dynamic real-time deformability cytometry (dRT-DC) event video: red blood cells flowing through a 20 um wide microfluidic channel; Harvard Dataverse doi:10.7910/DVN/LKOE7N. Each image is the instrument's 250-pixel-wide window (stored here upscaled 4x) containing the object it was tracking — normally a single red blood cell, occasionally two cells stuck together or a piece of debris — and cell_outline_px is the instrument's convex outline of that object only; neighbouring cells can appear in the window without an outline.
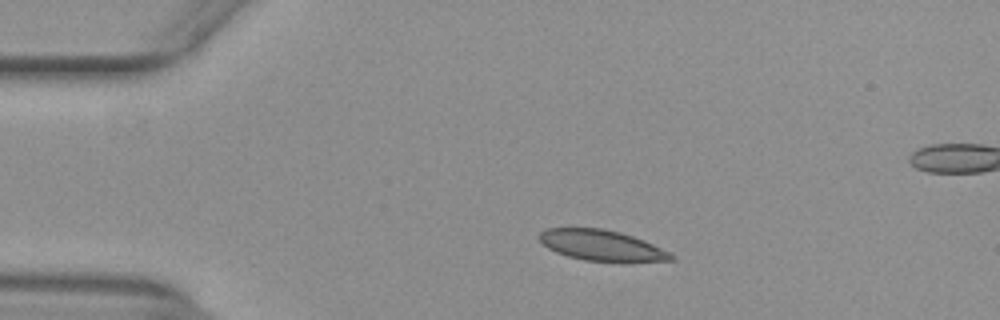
{"species": "common noctule bat (a hibernating species)", "species_latin": "Nyctalus noctula", "temperature_condition": "warm", "stored_images_in_passage": 44, "segment_of_instrument_passage": [1, 2], "camera_frame_rate_fps": 3000, "um_per_image_px": 0.085, "animal": {"sex": "female", "body_mass_g": 29.2, "forearm_length_mm": 56.3}, "frame": {"image": 1, "passage_image": 1, "time_ms": 0.0, "image_size_px": [1000, 320], "cell_outline_px": [[676, 260], [628, 264], [620, 264], [584, 260], [568, 256], [556, 252], [548, 248], [540, 240], [540, 232], [548, 228], [604, 228], [620, 232], [644, 240], [676, 256]], "centroid_in_image_um": [51.23, 20.91], "position_along_channel_um": 33.8, "area_um2": 24.28}}
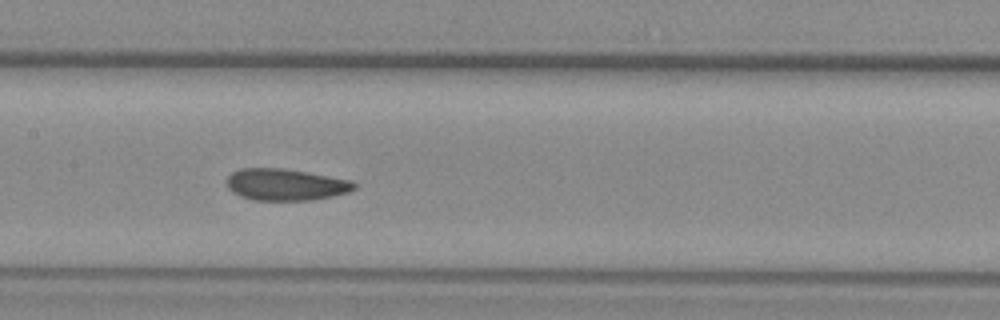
{"frame": {"image": 2, "passage_image": 16, "time_ms": 5.0, "image_size_px": [1000, 320], "cell_outline_px": [[356, 188], [348, 192], [332, 196], [312, 200], [252, 200], [240, 196], [232, 192], [228, 188], [228, 176], [232, 172], [240, 168], [284, 168], [352, 180], [356, 184]], "centroid_in_image_um": [24.28, 15.69], "position_along_channel_um": 183.1, "area_um2": 23.58}}
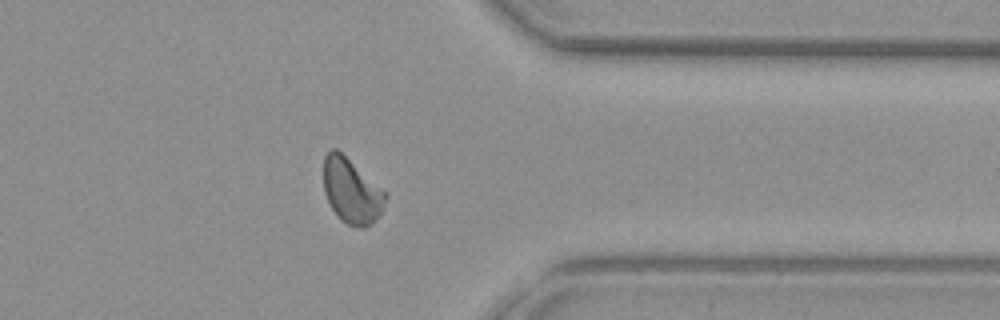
{"frame": {"image": 3, "passage_image": 32, "time_ms": 10.333, "image_size_px": [1000, 320], "cell_outline_px": [[388, 196], [380, 212], [372, 224], [364, 228], [360, 228], [348, 224], [340, 220], [336, 216], [324, 192], [324, 156], [328, 148], [336, 148], [388, 192]], "centroid_in_image_um": [29.89, 16.21], "position_along_channel_um": 381.5, "area_um2": 23.64}}